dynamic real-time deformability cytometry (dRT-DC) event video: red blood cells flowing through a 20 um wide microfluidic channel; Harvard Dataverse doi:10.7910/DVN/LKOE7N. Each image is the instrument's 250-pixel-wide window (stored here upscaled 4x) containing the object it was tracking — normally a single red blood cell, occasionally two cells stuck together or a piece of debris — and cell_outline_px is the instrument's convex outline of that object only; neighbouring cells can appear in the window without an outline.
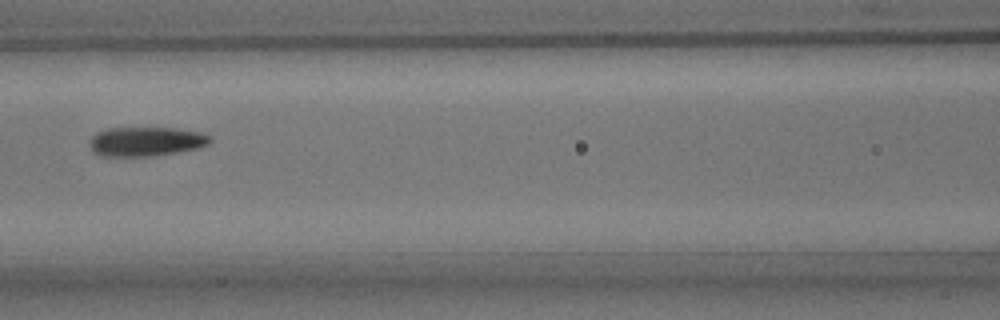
{"species": "common noctule bat (a hibernating species)", "species_latin": "Nyctalus noctula", "temperature_condition": "room temperature", "stored_images_in_passage": 7, "camera_frame_rate_fps": 3000, "um_per_image_px": 0.085, "animal": {"sex": "male", "body_mass_g": 15.6}, "frame": {"image": 1, "passage_image": 7, "time_ms": 7.0, "image_size_px": [1000, 320], "cell_outline_px": [[212, 140], [208, 144], [196, 148], [176, 152], [152, 156], [104, 156], [96, 152], [92, 148], [92, 136], [96, 132], [108, 128], [176, 128], [200, 132], [208, 136]], "centroid_in_image_um": [12.43, 12.02], "position_along_channel_um": 154.2, "area_um2": 20.17}}